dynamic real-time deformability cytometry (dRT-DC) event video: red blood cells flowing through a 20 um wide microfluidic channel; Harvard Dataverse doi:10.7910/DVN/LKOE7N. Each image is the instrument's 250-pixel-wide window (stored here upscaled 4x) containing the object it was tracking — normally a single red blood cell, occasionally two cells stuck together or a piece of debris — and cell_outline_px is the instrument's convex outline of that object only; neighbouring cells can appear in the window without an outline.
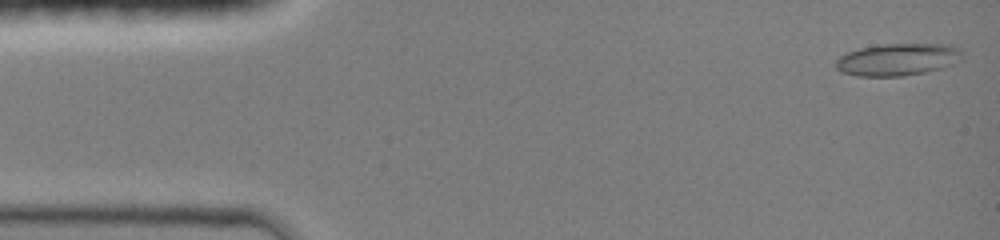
{"species": "common noctule bat (a hibernating species)", "species_latin": "Nyctalus noctula", "temperature_condition": "room temperature", "stored_images_in_passage": 45, "camera_frame_rate_fps": 3000, "um_per_image_px": 0.085, "animal": {"sex": "female", "body_mass_g": 19.0, "forearm_length_mm": 51.5}, "frame": {"image": 1, "passage_image": 1, "time_ms": 0.0, "image_size_px": [1000, 240], "cell_outline_px": [[960, 52], [952, 64], [940, 68], [924, 72], [904, 76], [856, 76], [844, 72], [836, 68], [836, 60], [840, 56], [848, 52], [860, 48], [884, 44], [952, 44], [960, 48]], "centroid_in_image_um": [76.25, 5.05], "position_along_channel_um": 8.7, "area_um2": 23.29}}
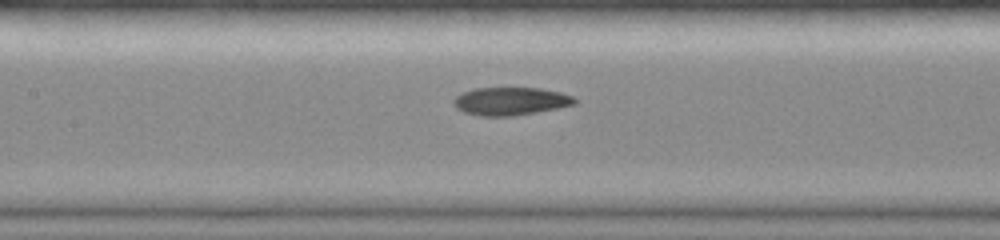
{"frame": {"image": 2, "passage_image": 20, "time_ms": 6.333, "image_size_px": [1000, 240], "cell_outline_px": [[576, 104], [536, 112], [512, 116], [480, 116], [464, 112], [456, 108], [452, 100], [460, 92], [476, 88], [540, 88], [560, 92], [572, 96], [576, 100]], "centroid_in_image_um": [43.36, 8.6], "position_along_channel_um": 164.0, "area_um2": 19.71}}
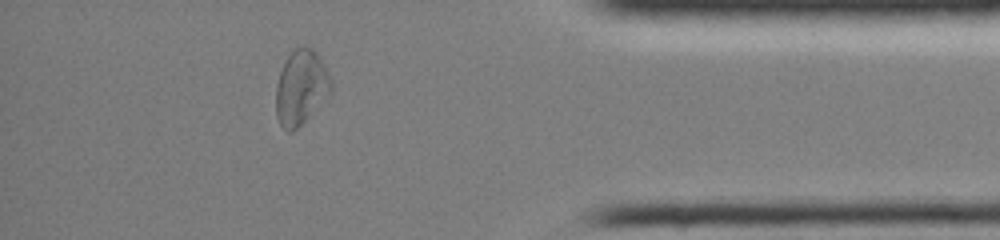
{"frame": {"image": 3, "passage_image": 39, "time_ms": 12.667, "image_size_px": [1000, 240], "cell_outline_px": [[332, 92], [292, 132], [288, 132], [280, 124], [276, 116], [276, 84], [280, 72], [288, 56], [296, 48], [312, 48], [320, 56], [332, 80]], "centroid_in_image_um": [25.59, 7.43], "position_along_channel_um": 409.6, "area_um2": 23.64}, "authors_computed_cell_mechanics": {"area_um2": 20.6346, "velocity_mm_per_s": 4.2164, "shape_relaxation_time_tau1_ms": 9.7256, "shape_relaxation_time_tau2_ms": 3.0424, "deformation_change_tau1": 0.2663, "deformation_change_tau2": 0.0843}}